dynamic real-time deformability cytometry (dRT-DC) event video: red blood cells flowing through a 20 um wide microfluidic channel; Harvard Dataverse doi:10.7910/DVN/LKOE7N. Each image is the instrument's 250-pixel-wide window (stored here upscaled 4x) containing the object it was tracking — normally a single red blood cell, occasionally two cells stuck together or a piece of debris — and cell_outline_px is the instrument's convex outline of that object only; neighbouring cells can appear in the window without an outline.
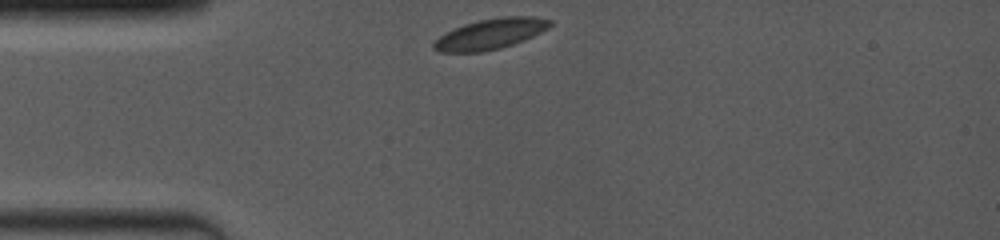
{"species": "common noctule bat (a hibernating species)", "species_latin": "Nyctalus noctula", "temperature_condition": "room temperature", "stored_images_in_passage": 8, "camera_frame_rate_fps": 4000, "um_per_image_px": 0.085, "animal": {"sex": "female", "body_mass_g": 19.0, "forearm_length_mm": 53.3}, "frame": {"image": 1, "passage_image": 1, "time_ms": 0.0, "image_size_px": [1000, 240], "cell_outline_px": [[552, 24], [548, 28], [524, 40], [500, 48], [480, 52], [440, 52], [432, 48], [432, 44], [440, 36], [464, 24], [480, 20], [504, 16], [532, 16], [552, 20]], "centroid_in_image_um": [41.7, 2.88], "position_along_channel_um": 43.3, "area_um2": 20.4}}